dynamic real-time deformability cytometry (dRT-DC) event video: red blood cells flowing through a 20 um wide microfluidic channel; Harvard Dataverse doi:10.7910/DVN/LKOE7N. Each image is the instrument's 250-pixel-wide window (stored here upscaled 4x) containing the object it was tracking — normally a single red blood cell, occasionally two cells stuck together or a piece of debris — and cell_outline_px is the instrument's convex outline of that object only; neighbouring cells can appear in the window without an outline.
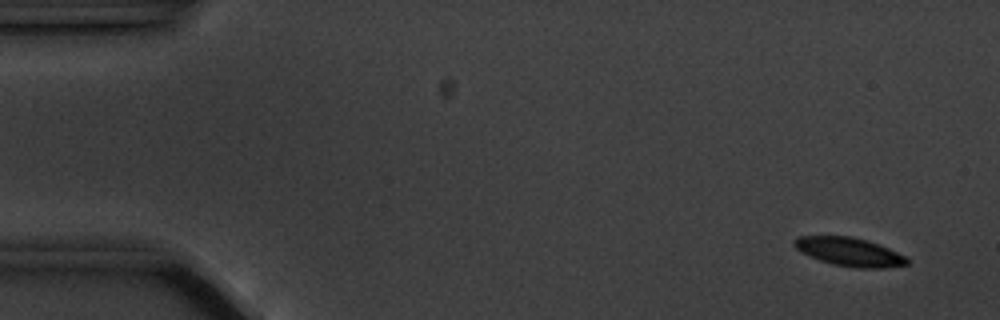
{"species": "common noctule bat (a hibernating species)", "species_latin": "Nyctalus noctula", "temperature_condition": "cold", "stored_images_in_passage": 56, "camera_frame_rate_fps": 3000, "um_per_image_px": 0.085, "animal": {"sex": "male", "body_mass_g": 20.1, "forearm_length_mm": 53.5}, "frame": {"image": 1, "passage_image": 1, "time_ms": 0.0, "image_size_px": [1000, 320], "cell_outline_px": [[908, 264], [888, 268], [856, 268], [832, 264], [808, 256], [800, 252], [792, 244], [792, 240], [796, 236], [852, 236], [888, 248], [904, 256], [908, 260]], "centroid_in_image_um": [72.13, 21.41], "position_along_channel_um": 12.9, "area_um2": 18.73}}
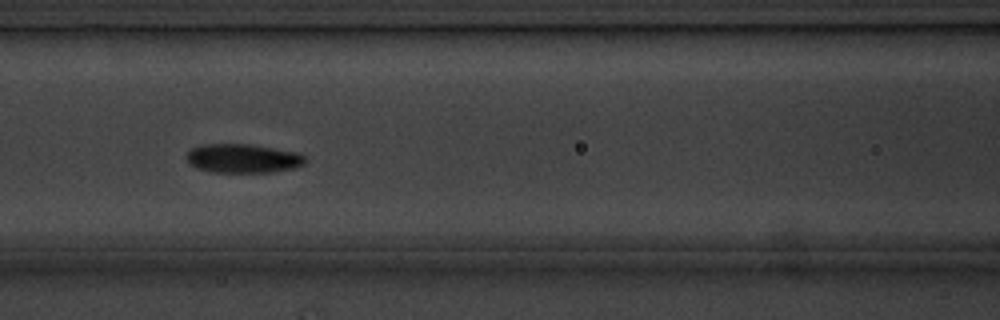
{"frame": {"image": 2, "passage_image": 22, "time_ms": 7.0, "image_size_px": [1000, 320], "cell_outline_px": [[308, 160], [304, 164], [292, 168], [268, 172], [208, 172], [196, 168], [188, 164], [184, 156], [188, 148], [200, 144], [252, 144], [300, 152]], "centroid_in_image_um": [20.58, 13.45], "position_along_channel_um": 146.0, "area_um2": 20.58}}
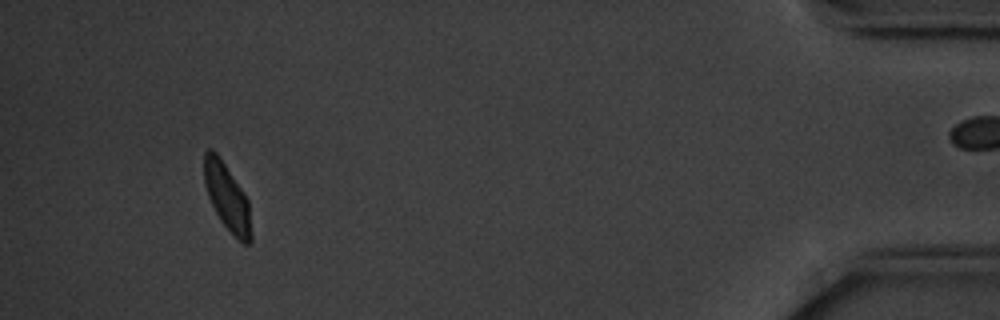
{"frame": {"image": 3, "passage_image": 51, "time_ms": 16.667, "image_size_px": [1000, 320], "cell_outline_px": [[252, 240], [248, 244], [244, 244], [220, 220], [208, 196], [204, 184], [204, 152], [208, 148], [212, 148], [216, 152], [248, 200], [252, 232]], "centroid_in_image_um": [19.29, 16.75], "position_along_channel_um": 415.9, "area_um2": 17.92}, "authors_computed_cell_mechanics": {"area_um2": 19.3052, "velocity_mm_per_s": 3.5004, "shape_relaxation_time_tau1_ms": null, "shape_relaxation_time_tau2_ms": 2.7683, "deformation_change_tau1": null, "deformation_change_tau2": 0.0662}}